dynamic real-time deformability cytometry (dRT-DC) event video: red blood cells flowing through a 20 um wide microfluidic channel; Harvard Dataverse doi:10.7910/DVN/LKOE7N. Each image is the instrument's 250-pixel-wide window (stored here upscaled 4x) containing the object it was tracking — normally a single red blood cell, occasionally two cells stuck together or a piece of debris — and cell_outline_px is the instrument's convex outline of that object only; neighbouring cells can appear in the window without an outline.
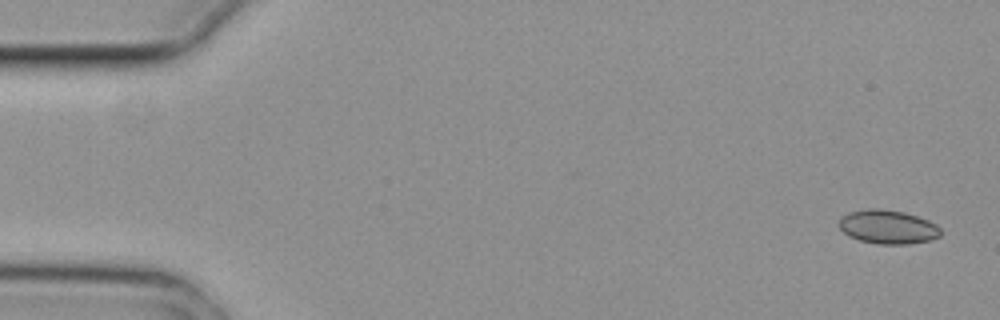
{"species": "common noctule bat (a hibernating species)", "species_latin": "Nyctalus noctula", "temperature_condition": "cold", "stored_images_in_passage": 4, "camera_frame_rate_fps": 3000, "um_per_image_px": 0.085, "animal": {"sex": "female", "body_mass_g": 29.2, "forearm_length_mm": 56.3}, "frame": {"image": 1, "passage_image": 1, "time_ms": 0.0, "image_size_px": [1000, 320], "cell_outline_px": [[940, 236], [932, 240], [908, 244], [876, 244], [860, 240], [848, 236], [836, 224], [840, 216], [848, 212], [868, 208], [876, 208], [904, 212], [928, 220], [936, 224], [940, 228]], "centroid_in_image_um": [75.43, 19.29], "position_along_channel_um": 9.6, "area_um2": 20.29}}
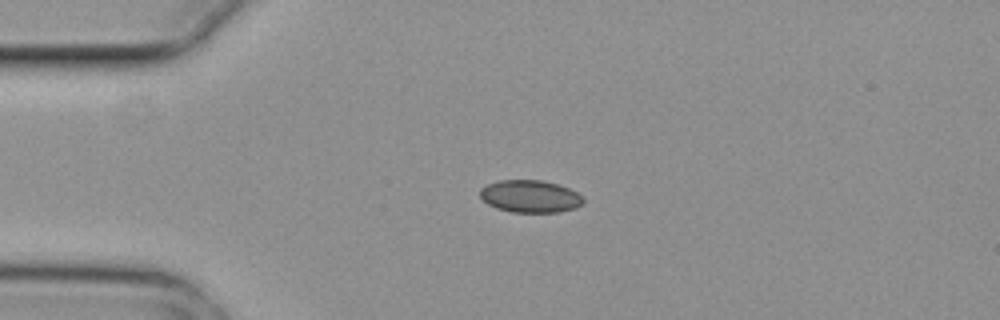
{"frame": {"image": 2, "passage_image": 4, "time_ms": 1.0, "image_size_px": [1000, 320], "cell_outline_px": [[584, 204], [576, 208], [560, 212], [512, 212], [496, 208], [488, 204], [480, 196], [480, 188], [488, 184], [500, 180], [540, 180], [556, 184], [568, 188], [576, 192], [584, 200]], "centroid_in_image_um": [45.06, 16.7], "position_along_channel_um": 39.9, "area_um2": 19.42}}